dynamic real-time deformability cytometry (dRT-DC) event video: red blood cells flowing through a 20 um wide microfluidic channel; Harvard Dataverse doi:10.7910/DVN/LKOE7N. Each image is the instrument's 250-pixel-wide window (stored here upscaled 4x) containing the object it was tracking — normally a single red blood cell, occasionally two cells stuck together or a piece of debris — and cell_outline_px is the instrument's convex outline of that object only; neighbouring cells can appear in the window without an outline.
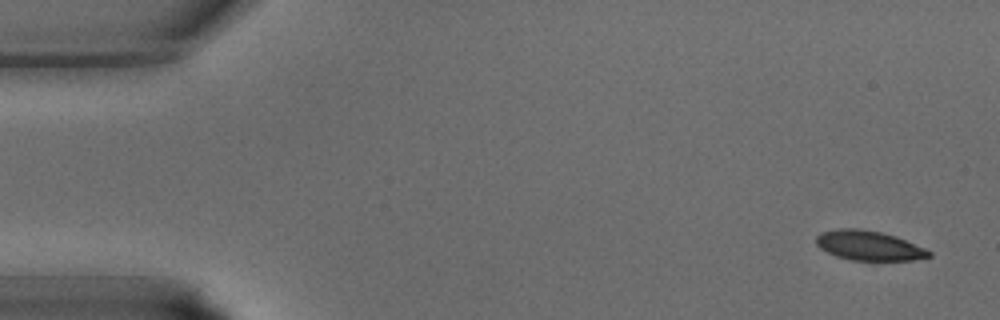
{"species": "common noctule bat (a hibernating species)", "species_latin": "Nyctalus noctula", "temperature_condition": "warm", "stored_images_in_passage": 38, "camera_frame_rate_fps": 3000, "um_per_image_px": 0.085, "animal": {"sex": "male", "body_mass_g": 15.6}, "frame": {"image": 1, "passage_image": 1, "time_ms": 0.0, "image_size_px": [1000, 320], "cell_outline_px": [[932, 256], [912, 260], [852, 260], [836, 256], [820, 248], [816, 244], [816, 236], [820, 232], [836, 228], [860, 228], [880, 232], [896, 236], [924, 248], [932, 252]], "centroid_in_image_um": [73.83, 20.86], "position_along_channel_um": 11.2, "area_um2": 19.48}}
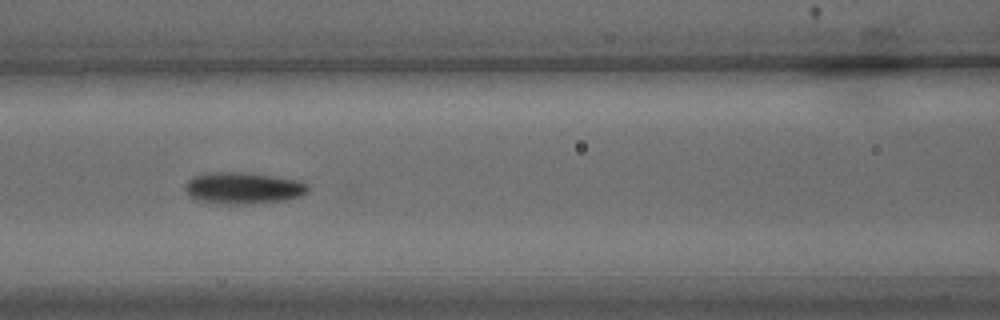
{"frame": {"image": 2, "passage_image": 16, "time_ms": 5.0, "image_size_px": [1000, 320], "cell_outline_px": [[308, 192], [300, 196], [284, 200], [244, 204], [224, 204], [196, 200], [188, 196], [184, 188], [188, 180], [192, 176], [204, 172], [244, 172], [300, 180], [308, 184]], "centroid_in_image_um": [20.63, 15.97], "position_along_channel_um": 146.0, "area_um2": 22.83}}
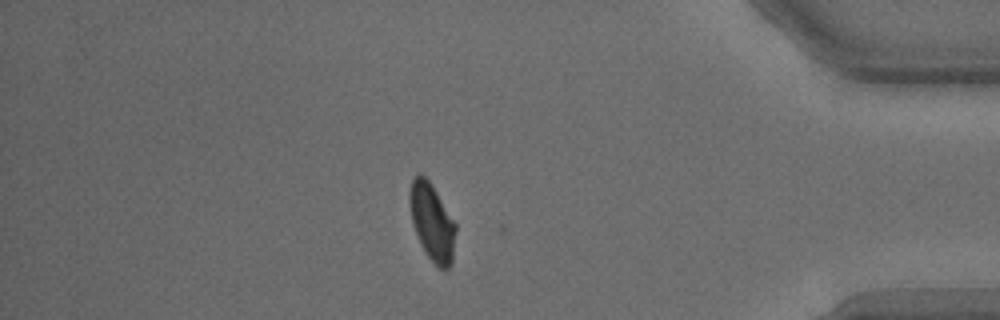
{"frame": {"image": 3, "passage_image": 33, "time_ms": 10.667, "image_size_px": [1000, 320], "cell_outline_px": [[456, 232], [452, 264], [448, 268], [440, 268], [428, 256], [420, 244], [412, 224], [408, 200], [408, 196], [412, 180], [420, 172], [432, 184], [456, 224]], "centroid_in_image_um": [36.71, 18.86], "position_along_channel_um": 398.5, "area_um2": 20.75}}